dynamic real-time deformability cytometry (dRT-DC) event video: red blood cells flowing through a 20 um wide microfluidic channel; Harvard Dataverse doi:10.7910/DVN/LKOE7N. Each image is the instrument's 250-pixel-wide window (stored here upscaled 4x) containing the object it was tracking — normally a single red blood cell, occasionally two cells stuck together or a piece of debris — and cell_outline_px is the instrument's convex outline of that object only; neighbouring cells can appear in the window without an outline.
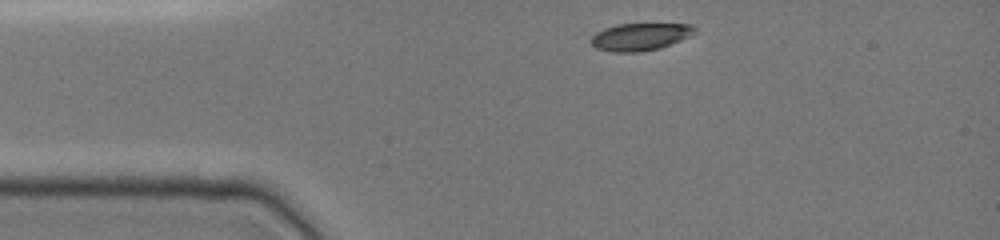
{"species": "common noctule bat (a hibernating species)", "species_latin": "Nyctalus noctula", "temperature_condition": "cold", "stored_images_in_passage": 33, "camera_frame_rate_fps": 3000, "um_per_image_px": 0.085, "animal": {"sex": "female", "body_mass_g": 19.0, "forearm_length_mm": 51.5}, "frame": {"image": 1, "passage_image": 1, "time_ms": 0.0, "image_size_px": [1000, 240], "cell_outline_px": [[700, 32], [660, 48], [640, 52], [612, 52], [596, 48], [588, 40], [596, 32], [604, 28], [616, 24], [692, 24]], "centroid_in_image_um": [54.42, 3.12], "position_along_channel_um": 30.6, "area_um2": 16.76}}
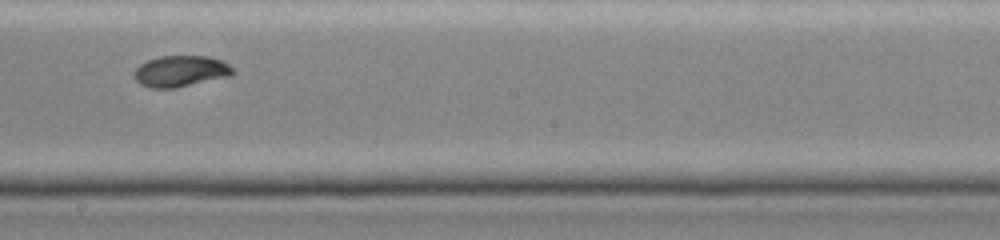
{"frame": {"image": 2, "passage_image": 19, "time_ms": 6.0, "image_size_px": [1000, 240], "cell_outline_px": [[236, 72], [232, 76], [176, 88], [148, 88], [140, 84], [132, 76], [132, 72], [140, 64], [148, 60], [160, 56], [208, 56], [220, 60], [228, 64]], "centroid_in_image_um": [15.34, 6.06], "position_along_channel_um": 232.9, "area_um2": 18.21}}
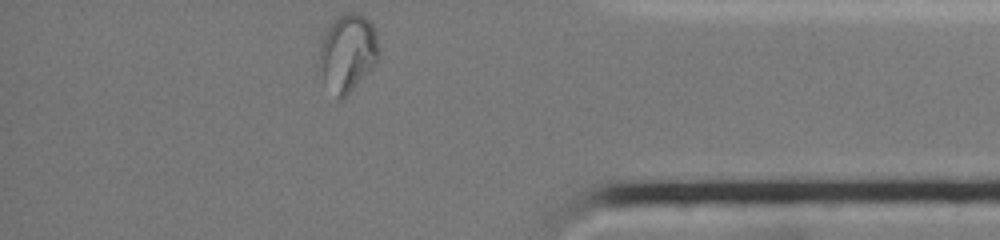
{"frame": {"image": 3, "passage_image": 33, "time_ms": 10.667, "image_size_px": [1000, 240], "cell_outline_px": [[380, 56], [372, 68], [344, 96], [336, 100], [316, 72], [316, 64], [320, 48], [324, 36], [328, 28], [336, 16], [344, 12], [356, 12], [364, 16], [372, 24], [376, 32], [380, 48]], "centroid_in_image_um": [29.51, 4.49], "position_along_channel_um": 405.7, "area_um2": 27.46}, "authors_computed_cell_mechanics": {"area_um2": 17.8024, "velocity_mm_per_s": 3.9923, "shape_relaxation_time_tau1_ms": 7.4323, "shape_relaxation_time_tau2_ms": 1.2159, "deformation_change_tau1": 0.2346, "deformation_change_tau2": 0.0376}}